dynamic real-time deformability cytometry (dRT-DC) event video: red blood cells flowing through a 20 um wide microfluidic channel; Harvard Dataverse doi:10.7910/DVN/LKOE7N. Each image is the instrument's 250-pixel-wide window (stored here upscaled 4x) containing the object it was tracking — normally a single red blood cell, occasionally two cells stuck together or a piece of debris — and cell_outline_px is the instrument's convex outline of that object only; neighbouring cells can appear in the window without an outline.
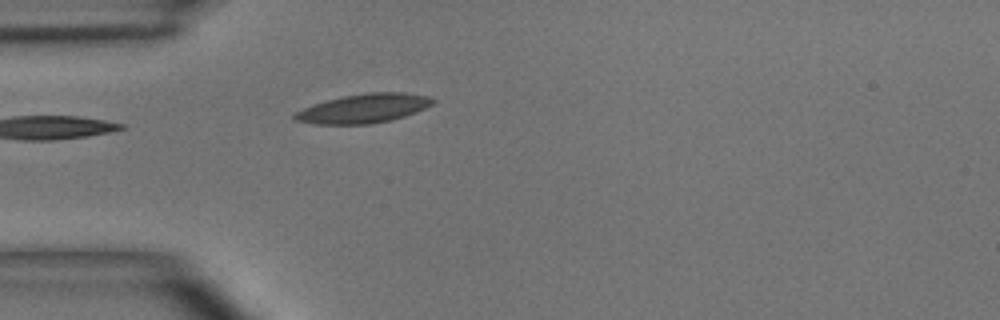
{"species": "common noctule bat (a hibernating species)", "species_latin": "Nyctalus noctula", "temperature_condition": "room temperature", "stored_images_in_passage": 1, "camera_frame_rate_fps": 3000, "um_per_image_px": 0.085, "animal": {"sex": "male", "body_mass_g": 15.6}, "frame": {"image": 1, "passage_image": 1, "time_ms": 0.0, "image_size_px": [1000, 320], "cell_outline_px": [[436, 100], [432, 104], [416, 112], [392, 120], [372, 124], [316, 124], [292, 120], [292, 116], [296, 112], [312, 104], [344, 96], [368, 92], [404, 92], [428, 96]], "centroid_in_image_um": [30.9, 9.22], "position_along_channel_um": 54.1, "area_um2": 23.41}}